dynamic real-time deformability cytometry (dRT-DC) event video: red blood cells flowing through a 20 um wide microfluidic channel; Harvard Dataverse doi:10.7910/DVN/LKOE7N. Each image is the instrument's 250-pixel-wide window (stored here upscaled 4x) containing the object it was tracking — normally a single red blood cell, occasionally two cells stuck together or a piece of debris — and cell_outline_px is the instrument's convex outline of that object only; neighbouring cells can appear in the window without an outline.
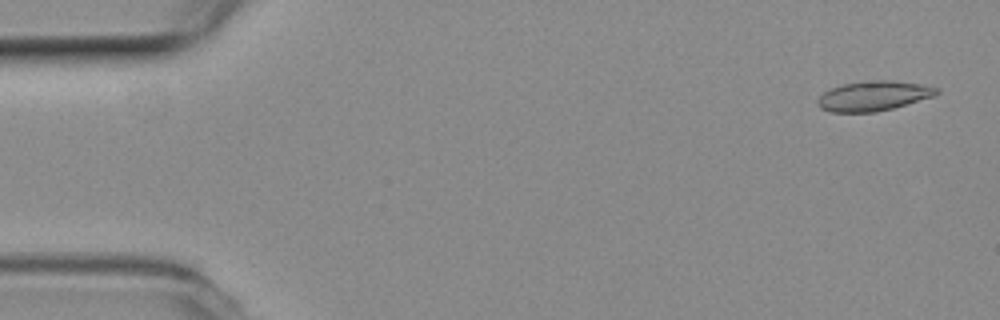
{"species": "common noctule bat (a hibernating species)", "species_latin": "Nyctalus noctula", "temperature_condition": "room temperature", "stored_images_in_passage": 52, "camera_frame_rate_fps": 3000, "um_per_image_px": 0.085, "animal": {"sex": "female", "body_mass_g": 19.3, "forearm_length_mm": 54.1}, "frame": {"image": 1, "passage_image": 2, "time_ms": 0.333, "image_size_px": [1000, 320], "cell_outline_px": [[940, 92], [932, 96], [892, 108], [876, 112], [832, 112], [820, 108], [816, 104], [816, 100], [824, 92], [832, 88], [844, 84], [876, 80], [888, 80], [920, 84], [940, 88]], "centroid_in_image_um": [74.22, 8.16], "position_along_channel_um": 10.8, "area_um2": 20.35}}
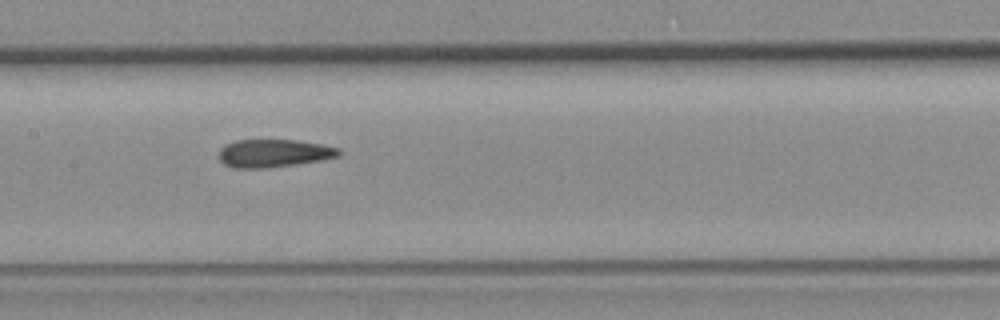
{"frame": {"image": 2, "passage_image": 25, "time_ms": 8.0, "image_size_px": [1000, 320], "cell_outline_px": [[340, 156], [320, 160], [296, 164], [268, 168], [232, 168], [224, 164], [220, 160], [220, 148], [224, 144], [236, 140], [296, 140], [324, 144], [340, 148]], "centroid_in_image_um": [23.27, 13.02], "position_along_channel_um": 184.1, "area_um2": 19.65}}
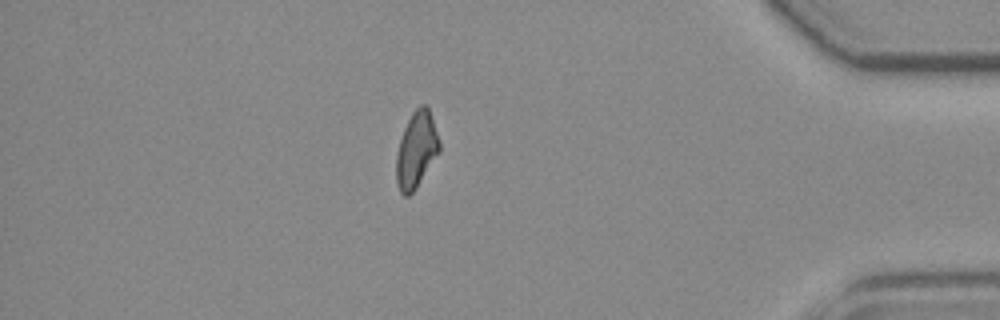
{"frame": {"image": 3, "passage_image": 45, "time_ms": 14.667, "image_size_px": [1000, 320], "cell_outline_px": [[440, 152], [416, 188], [408, 196], [404, 196], [400, 192], [396, 184], [396, 156], [400, 140], [404, 128], [412, 112], [420, 104], [428, 104], [440, 140]], "centroid_in_image_um": [35.4, 12.72], "position_along_channel_um": 399.8, "area_um2": 19.36}, "authors_computed_cell_mechanics": {"area_um2": 19.8832, "velocity_mm_per_s": 3.8748, "shape_relaxation_time_tau1_ms": null, "shape_relaxation_time_tau2_ms": 2.6917, "deformation_change_tau1": null, "deformation_change_tau2": 0.0924}}